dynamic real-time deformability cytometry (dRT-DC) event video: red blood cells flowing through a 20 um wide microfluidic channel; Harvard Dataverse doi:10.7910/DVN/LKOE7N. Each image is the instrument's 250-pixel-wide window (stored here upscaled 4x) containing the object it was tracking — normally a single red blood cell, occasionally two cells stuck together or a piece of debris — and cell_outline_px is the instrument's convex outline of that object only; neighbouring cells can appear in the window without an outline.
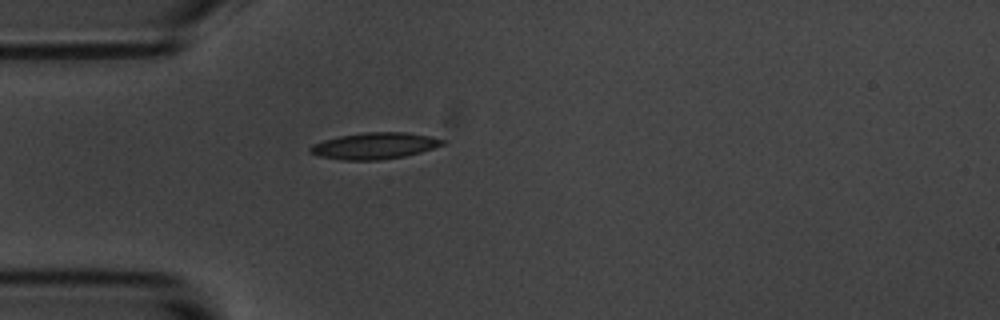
{"species": "common noctule bat (a hibernating species)", "species_latin": "Nyctalus noctula", "temperature_condition": "room temperature", "stored_images_in_passage": 1, "camera_frame_rate_fps": 3000, "um_per_image_px": 0.085, "animal": {"sex": "male", "body_mass_g": 20.1, "forearm_length_mm": 53.5}, "frame": {"image": 1, "passage_image": 1, "time_ms": 0.0, "image_size_px": [1000, 320], "cell_outline_px": [[448, 144], [420, 152], [404, 156], [380, 160], [344, 160], [320, 156], [308, 152], [308, 148], [312, 144], [324, 140], [340, 136], [364, 132], [404, 132], [428, 136], [448, 140]], "centroid_in_image_um": [31.86, 12.39], "position_along_channel_um": 53.1, "area_um2": 20.46}}